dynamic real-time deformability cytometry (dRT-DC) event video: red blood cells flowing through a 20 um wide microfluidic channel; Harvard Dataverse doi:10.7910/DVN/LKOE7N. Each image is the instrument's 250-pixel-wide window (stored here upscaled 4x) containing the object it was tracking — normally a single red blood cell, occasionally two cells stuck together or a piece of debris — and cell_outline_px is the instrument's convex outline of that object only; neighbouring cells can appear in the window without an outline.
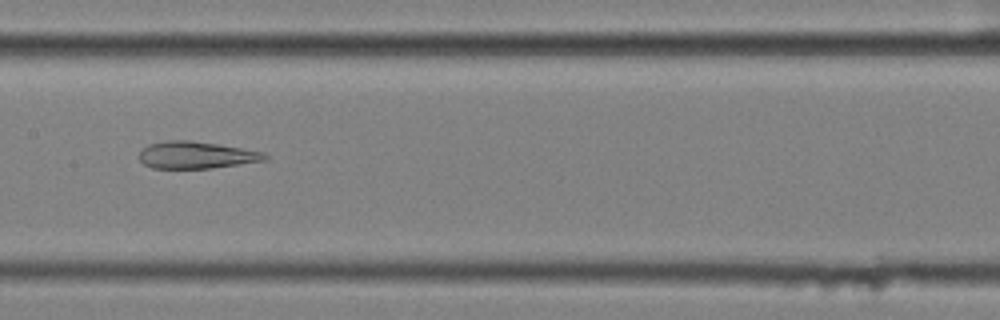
{"species": "common noctule bat (a hibernating species)", "species_latin": "Nyctalus noctula", "temperature_condition": "cold", "stored_images_in_passage": 44, "camera_frame_rate_fps": 3000, "um_per_image_px": 0.085, "animal": {"sex": "female", "body_mass_g": 25.1}, "frame": {"image": 1, "passage_image": 16, "time_ms": 5.0, "image_size_px": [1000, 320], "cell_outline_px": [[268, 160], [212, 168], [152, 168], [144, 164], [140, 160], [140, 152], [148, 144], [168, 140], [188, 140], [216, 144], [264, 152], [268, 156]], "centroid_in_image_um": [16.69, 13.18], "position_along_channel_um": 190.7, "area_um2": 19.65}}
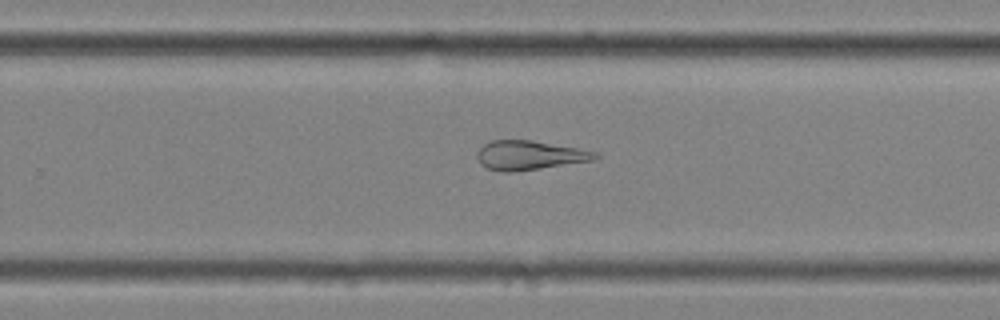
{"frame": {"image": 2, "passage_image": 24, "time_ms": 7.667, "image_size_px": [1000, 320], "cell_outline_px": [[600, 156], [592, 160], [512, 172], [504, 172], [488, 168], [480, 164], [476, 156], [476, 152], [484, 144], [492, 140], [532, 140], [576, 148], [596, 152]], "centroid_in_image_um": [44.94, 13.19], "position_along_channel_um": 284.9, "area_um2": 19.77}}
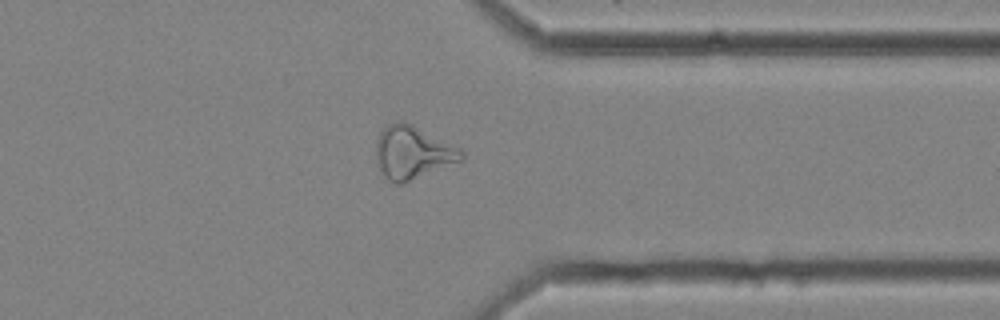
{"frame": {"image": 3, "passage_image": 32, "time_ms": 10.333, "image_size_px": [1000, 320], "cell_outline_px": [[464, 160], [400, 184], [396, 184], [388, 180], [380, 172], [376, 164], [376, 140], [380, 132], [388, 124], [396, 120], [404, 120], [460, 148], [464, 152]], "centroid_in_image_um": [35.05, 12.95], "position_along_channel_um": 376.4, "area_um2": 26.53}, "authors_computed_cell_mechanics": {"area_um2": 24.3627, "velocity_mm_per_s": 3.531, "shape_relaxation_time_tau1_ms": null, "shape_relaxation_time_tau2_ms": 2.8425, "deformation_change_tau1": null, "deformation_change_tau2": 0.1282}}